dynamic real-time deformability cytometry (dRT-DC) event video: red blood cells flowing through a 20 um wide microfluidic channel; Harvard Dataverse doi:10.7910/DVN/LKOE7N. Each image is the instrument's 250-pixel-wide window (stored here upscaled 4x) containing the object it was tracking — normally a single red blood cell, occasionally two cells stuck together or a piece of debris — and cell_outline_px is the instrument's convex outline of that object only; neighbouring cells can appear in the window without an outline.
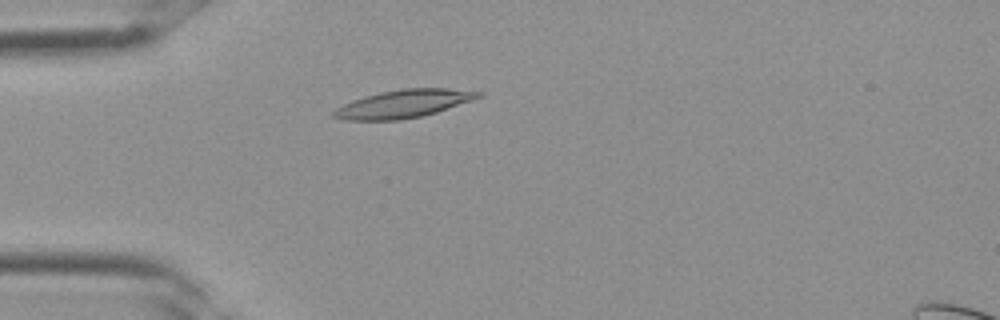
{"species": "Egyptian fruit bat (a non-hibernating species)", "species_latin": "Rousettus aegyptiacus", "temperature_condition": "room temperature", "stored_images_in_passage": 34, "camera_frame_rate_fps": 3000, "um_per_image_px": 0.085, "frame": {"image": 1, "passage_image": 9, "time_ms": 2.667, "image_size_px": [1000, 320], "cell_outline_px": [[484, 96], [436, 112], [420, 116], [400, 120], [344, 120], [332, 116], [332, 112], [336, 108], [352, 100], [364, 96], [380, 92], [404, 88], [448, 88], [484, 92]], "centroid_in_image_um": [34.3, 8.81], "position_along_channel_um": 50.7, "area_um2": 23.52}}
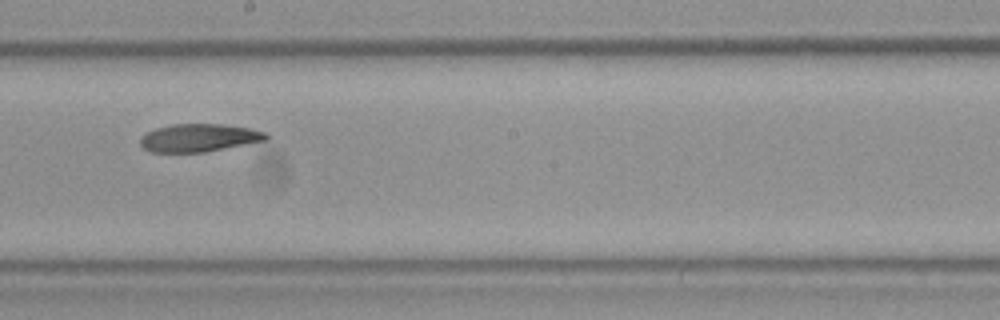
{"frame": {"image": 2, "passage_image": 19, "time_ms": 6.0, "image_size_px": [1000, 320], "cell_outline_px": [[268, 140], [204, 152], [152, 152], [144, 148], [140, 144], [140, 136], [144, 132], [156, 128], [172, 124], [220, 124], [252, 128], [264, 132], [268, 136]], "centroid_in_image_um": [16.89, 11.71], "position_along_channel_um": 231.3, "area_um2": 20.52}}
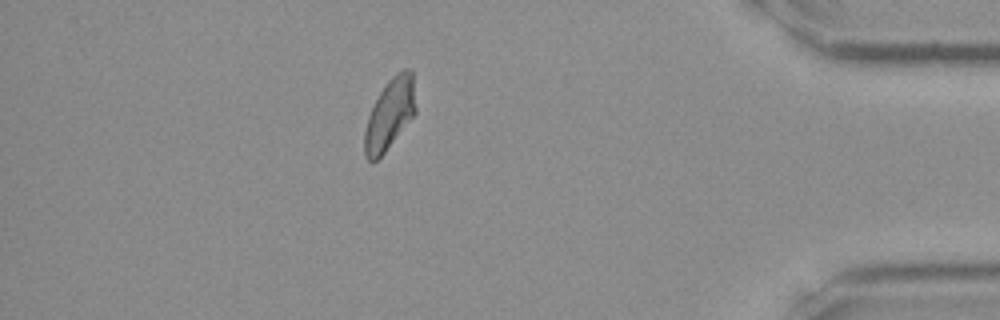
{"frame": {"image": 3, "passage_image": 30, "time_ms": 9.667, "image_size_px": [1000, 320], "cell_outline_px": [[416, 112], [384, 152], [372, 164], [364, 156], [364, 132], [368, 116], [380, 92], [388, 80], [396, 72], [404, 68], [412, 68], [416, 108]], "centroid_in_image_um": [33.12, 9.68], "position_along_channel_um": 402.1, "area_um2": 20.98}}